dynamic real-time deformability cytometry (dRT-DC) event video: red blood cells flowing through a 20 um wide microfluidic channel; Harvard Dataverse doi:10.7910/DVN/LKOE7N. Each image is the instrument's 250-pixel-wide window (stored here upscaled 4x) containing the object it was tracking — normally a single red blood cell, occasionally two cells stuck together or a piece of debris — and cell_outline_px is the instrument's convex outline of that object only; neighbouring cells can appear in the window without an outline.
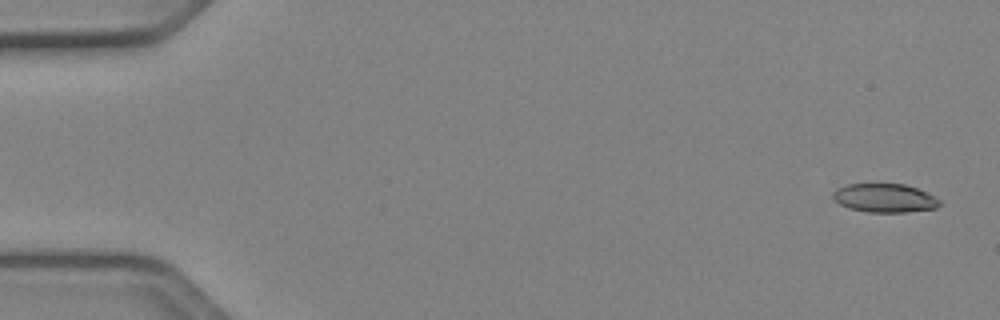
{"species": "Egyptian fruit bat (a non-hibernating species)", "species_latin": "Rousettus aegyptiacus", "temperature_condition": "cold", "stored_images_in_passage": 14, "camera_frame_rate_fps": 3000, "um_per_image_px": 0.085, "animal": {"sex": "female"}, "frame": {"image": 1, "passage_image": 2, "time_ms": 0.333, "image_size_px": [1000, 320], "cell_outline_px": [[940, 204], [936, 208], [908, 212], [868, 212], [848, 208], [840, 204], [832, 196], [832, 192], [836, 188], [844, 184], [904, 184], [916, 188], [936, 196], [940, 200]], "centroid_in_image_um": [75.19, 16.83], "position_along_channel_um": 9.8, "area_um2": 17.92}}